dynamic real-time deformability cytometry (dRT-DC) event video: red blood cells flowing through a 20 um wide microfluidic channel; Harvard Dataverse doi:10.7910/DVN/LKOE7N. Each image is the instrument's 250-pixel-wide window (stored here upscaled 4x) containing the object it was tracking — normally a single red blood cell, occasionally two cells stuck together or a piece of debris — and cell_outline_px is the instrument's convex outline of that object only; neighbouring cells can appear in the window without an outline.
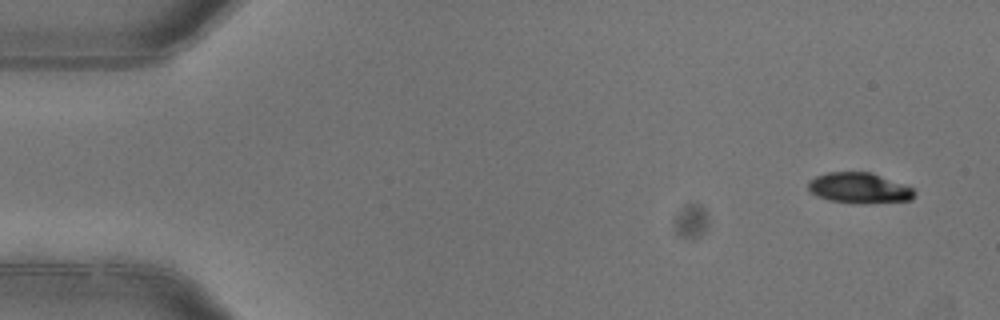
{"species": "common noctule bat (a hibernating species)", "species_latin": "Nyctalus noctula", "temperature_condition": "warm", "stored_images_in_passage": 5, "camera_frame_rate_fps": 3000, "um_per_image_px": 0.085, "animal": {"sex": "female"}, "frame": {"image": 1, "passage_image": 1, "time_ms": 0.0, "image_size_px": [1000, 320], "cell_outline_px": [[916, 196], [912, 200], [864, 204], [852, 204], [828, 200], [816, 196], [808, 188], [808, 180], [816, 176], [828, 172], [872, 172], [912, 188], [916, 192]], "centroid_in_image_um": [73.03, 16.0], "position_along_channel_um": 12.0, "area_um2": 19.19}}
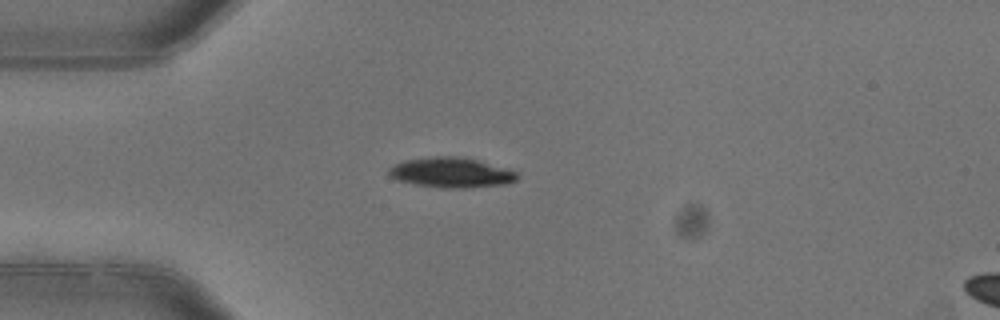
{"frame": {"image": 2, "passage_image": 4, "time_ms": 1.0, "image_size_px": [1000, 320], "cell_outline_px": [[520, 176], [516, 180], [504, 184], [464, 188], [440, 188], [416, 184], [400, 180], [388, 176], [388, 168], [404, 160], [432, 156], [464, 156], [480, 160], [508, 168], [516, 172]], "centroid_in_image_um": [38.38, 14.65], "position_along_channel_um": 46.6, "area_um2": 22.72}}